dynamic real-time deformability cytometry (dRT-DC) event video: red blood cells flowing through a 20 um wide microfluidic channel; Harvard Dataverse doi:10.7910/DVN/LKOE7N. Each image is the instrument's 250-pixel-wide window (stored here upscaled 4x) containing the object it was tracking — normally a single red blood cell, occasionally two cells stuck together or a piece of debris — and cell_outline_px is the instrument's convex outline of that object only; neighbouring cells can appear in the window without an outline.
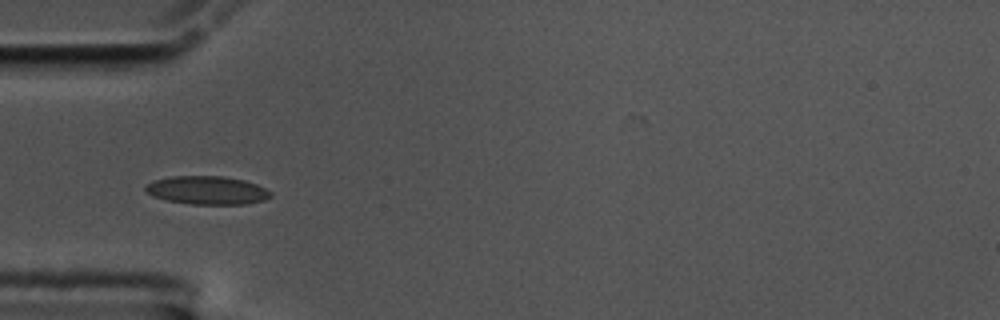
{"species": "common noctule bat (a hibernating species)", "species_latin": "Nyctalus noctula", "temperature_condition": "cold", "stored_images_in_passage": 36, "camera_frame_rate_fps": 3000, "um_per_image_px": 0.085, "animal": {"sex": "male", "body_mass_g": 17.5, "forearm_length_mm": 52.3}, "frame": {"image": 1, "passage_image": 6, "time_ms": 1.667, "image_size_px": [1000, 320], "cell_outline_px": [[272, 196], [264, 200], [248, 204], [192, 204], [168, 200], [152, 196], [144, 188], [152, 180], [172, 176], [220, 176], [244, 180], [256, 184], [272, 192]], "centroid_in_image_um": [17.62, 16.17], "position_along_channel_um": 67.4, "area_um2": 20.58}}
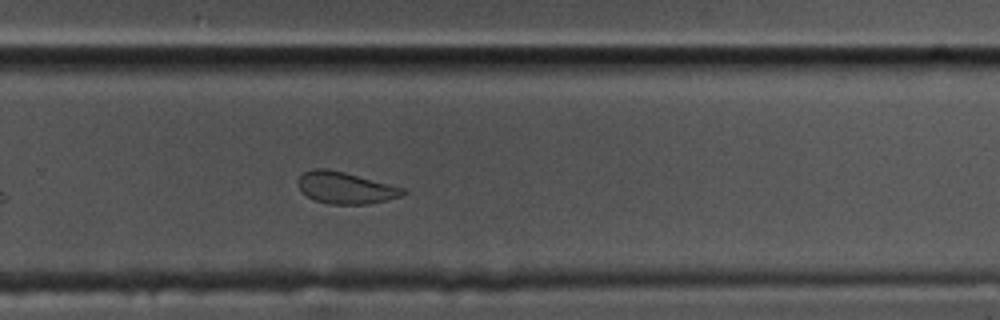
{"frame": {"image": 2, "passage_image": 26, "time_ms": 8.333, "image_size_px": [1000, 320], "cell_outline_px": [[408, 192], [400, 196], [388, 200], [368, 204], [328, 204], [316, 200], [308, 196], [300, 188], [296, 180], [304, 172], [312, 168], [324, 168], [344, 172], [404, 188]], "centroid_in_image_um": [29.36, 15.96], "position_along_channel_um": 300.4, "area_um2": 19.25}, "authors_computed_cell_mechanics": {"area_um2": 19.8254, "velocity_mm_per_s": 3.5096, "shape_relaxation_time_tau1_ms": 3.3112, "shape_relaxation_time_tau2_ms": 1.3533, "deformation_change_tau1": 0.1187, "deformation_change_tau2": 0.0763}}